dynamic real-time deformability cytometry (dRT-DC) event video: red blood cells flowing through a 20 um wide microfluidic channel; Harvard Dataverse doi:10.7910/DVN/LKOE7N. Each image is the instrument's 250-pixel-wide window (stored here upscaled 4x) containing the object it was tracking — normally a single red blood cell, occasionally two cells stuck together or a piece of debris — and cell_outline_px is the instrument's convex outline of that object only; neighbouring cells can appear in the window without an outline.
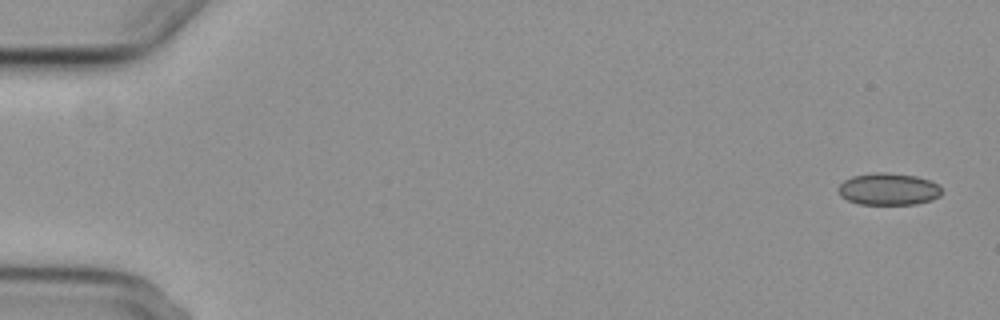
{"species": "common noctule bat (a hibernating species)", "species_latin": "Nyctalus noctula", "temperature_condition": "cold", "stored_images_in_passage": 5, "camera_frame_rate_fps": 3000, "um_per_image_px": 0.085, "animal": {"sex": "female", "body_mass_g": 29.2, "forearm_length_mm": 56.3}, "frame": {"image": 1, "passage_image": 1, "time_ms": 0.0, "image_size_px": [1000, 320], "cell_outline_px": [[940, 196], [932, 200], [916, 204], [860, 204], [848, 200], [840, 196], [836, 188], [844, 180], [852, 176], [876, 172], [884, 172], [916, 176], [928, 180], [936, 184], [940, 188]], "centroid_in_image_um": [75.47, 16.07], "position_along_channel_um": 9.5, "area_um2": 19.25}}